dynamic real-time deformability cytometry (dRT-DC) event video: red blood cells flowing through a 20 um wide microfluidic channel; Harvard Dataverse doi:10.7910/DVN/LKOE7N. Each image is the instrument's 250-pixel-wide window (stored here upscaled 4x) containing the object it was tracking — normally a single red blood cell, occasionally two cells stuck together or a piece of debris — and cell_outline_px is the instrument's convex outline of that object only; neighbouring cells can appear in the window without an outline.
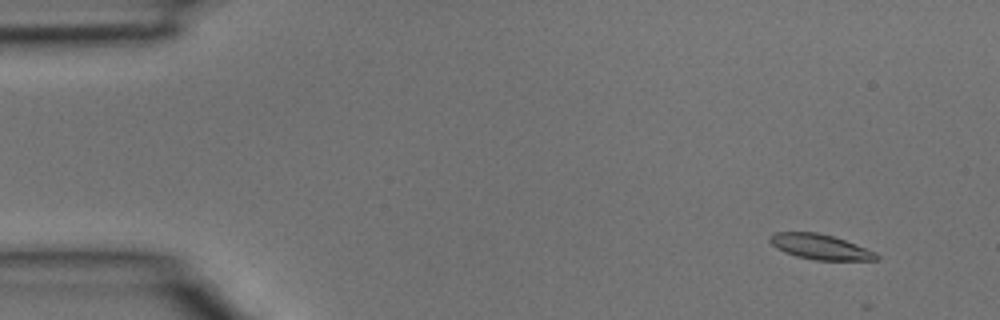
{"species": "common noctule bat (a hibernating species)", "species_latin": "Nyctalus noctula", "temperature_condition": "room temperature", "stored_images_in_passage": 8, "camera_frame_rate_fps": 3000, "um_per_image_px": 0.085, "animal": {"sex": "male", "body_mass_g": 15.6}, "frame": {"image": 1, "passage_image": 4, "time_ms": 1.0, "image_size_px": [1000, 320], "cell_outline_px": [[880, 260], [816, 260], [796, 256], [784, 252], [776, 248], [768, 240], [768, 236], [776, 232], [816, 232], [832, 236], [844, 240], [876, 252], [880, 256]], "centroid_in_image_um": [69.7, 20.98], "position_along_channel_um": 15.3, "area_um2": 15.61}}